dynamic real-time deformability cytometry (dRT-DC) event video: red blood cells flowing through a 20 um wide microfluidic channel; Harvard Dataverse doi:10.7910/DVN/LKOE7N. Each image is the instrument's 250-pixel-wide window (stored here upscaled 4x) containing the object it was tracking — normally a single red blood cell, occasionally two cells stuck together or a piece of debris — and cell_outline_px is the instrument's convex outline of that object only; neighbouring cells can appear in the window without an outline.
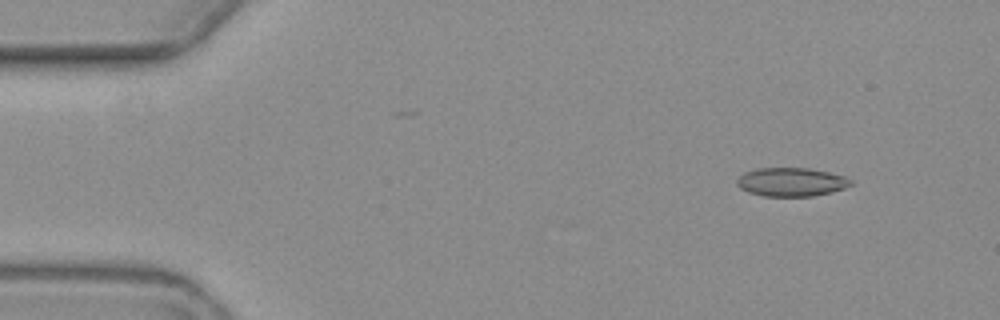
{"species": "common noctule bat (a hibernating species)", "species_latin": "Nyctalus noctula", "temperature_condition": "warm", "stored_images_in_passage": 4, "camera_frame_rate_fps": 3000, "um_per_image_px": 0.085, "animal": {"sex": "female", "body_mass_g": 19.3, "forearm_length_mm": 54.1}, "frame": {"image": 1, "passage_image": 2, "time_ms": 1.0, "image_size_px": [1000, 320], "cell_outline_px": [[852, 184], [844, 188], [832, 192], [812, 196], [764, 196], [748, 192], [740, 188], [736, 184], [736, 180], [744, 172], [756, 168], [808, 168], [828, 172], [844, 176], [852, 180]], "centroid_in_image_um": [67.24, 15.47], "position_along_channel_um": 17.8, "area_um2": 19.02}}